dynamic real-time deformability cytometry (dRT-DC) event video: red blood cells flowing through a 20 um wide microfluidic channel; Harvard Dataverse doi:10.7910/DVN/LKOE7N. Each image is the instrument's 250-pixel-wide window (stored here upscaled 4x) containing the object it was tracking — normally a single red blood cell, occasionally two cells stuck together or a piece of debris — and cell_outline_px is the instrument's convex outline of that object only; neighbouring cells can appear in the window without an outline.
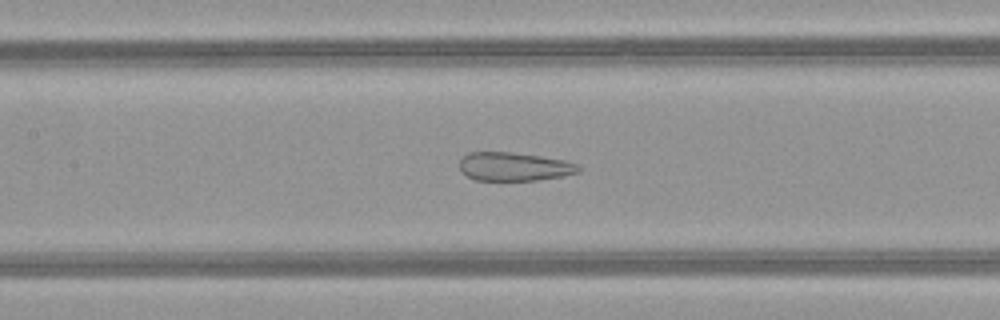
{"species": "common noctule bat (a hibernating species)", "species_latin": "Nyctalus noctula", "temperature_condition": "warm", "stored_images_in_passage": 51, "camera_frame_rate_fps": 3000, "um_per_image_px": 0.085, "animal": {"sex": "female", "body_mass_g": 21.9}, "frame": {"image": 1, "passage_image": 24, "time_ms": 7.667, "image_size_px": [1000, 320], "cell_outline_px": [[584, 168], [580, 172], [564, 176], [536, 180], [476, 180], [460, 172], [460, 160], [468, 152], [512, 152], [540, 156], [564, 160], [576, 164]], "centroid_in_image_um": [43.72, 14.16], "position_along_channel_um": 163.7, "area_um2": 19.88}}
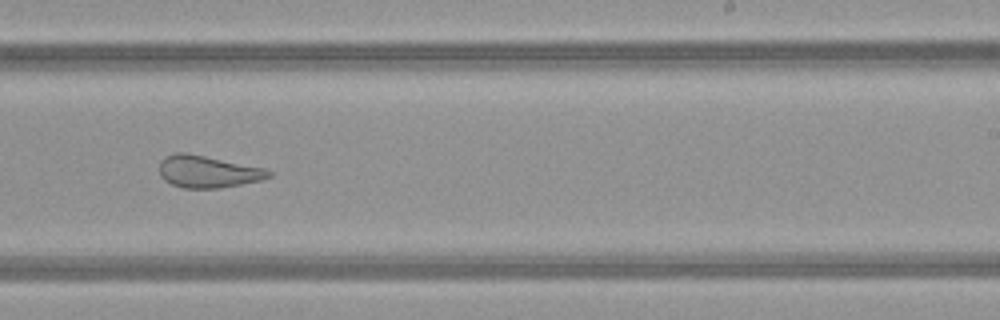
{"frame": {"image": 2, "passage_image": 32, "time_ms": 10.333, "image_size_px": [1000, 320], "cell_outline_px": [[272, 176], [260, 180], [220, 188], [184, 188], [172, 184], [164, 180], [160, 176], [160, 160], [164, 156], [176, 152], [184, 152], [264, 168], [272, 172]], "centroid_in_image_um": [17.63, 14.59], "position_along_channel_um": 271.4, "area_um2": 20.29}}
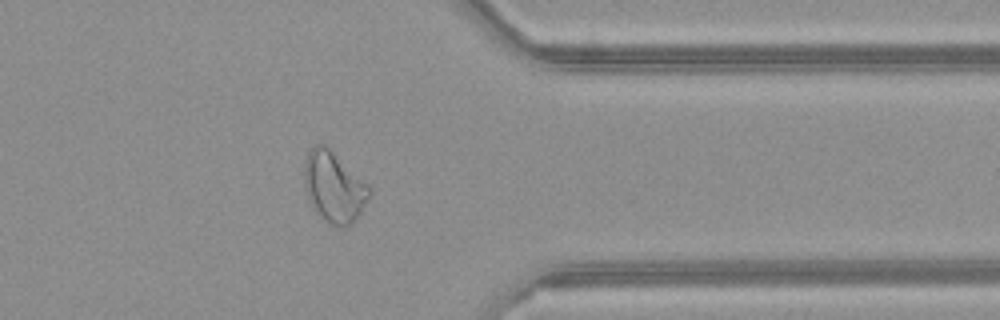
{"frame": {"image": 3, "passage_image": 41, "time_ms": 13.333, "image_size_px": [1000, 320], "cell_outline_px": [[372, 192], [360, 212], [348, 224], [332, 224], [324, 220], [312, 208], [308, 200], [304, 184], [304, 160], [308, 152], [316, 144], [324, 144], [368, 184]], "centroid_in_image_um": [28.34, 15.86], "position_along_channel_um": 383.1, "area_um2": 26.18}, "authors_computed_cell_mechanics": {"area_um2": 27.9752, "velocity_mm_per_s": 4.0517, "shape_relaxation_time_tau1_ms": null, "shape_relaxation_time_tau2_ms": 1.2989, "deformation_change_tau1": null, "deformation_change_tau2": 0.0948}}